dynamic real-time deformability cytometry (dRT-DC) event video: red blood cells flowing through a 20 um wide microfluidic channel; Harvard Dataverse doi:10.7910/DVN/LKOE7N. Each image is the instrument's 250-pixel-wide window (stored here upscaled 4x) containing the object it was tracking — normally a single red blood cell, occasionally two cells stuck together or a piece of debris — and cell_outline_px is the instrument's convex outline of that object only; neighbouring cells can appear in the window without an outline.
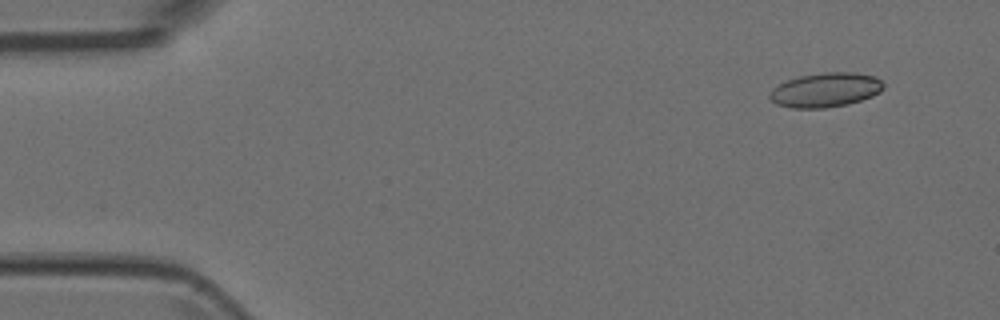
{"species": "Egyptian fruit bat (a non-hibernating species)", "species_latin": "Rousettus aegyptiacus", "temperature_condition": "room temperature", "stored_images_in_passage": 5, "camera_frame_rate_fps": 3000, "um_per_image_px": 0.085, "animal": {"sex": "female"}, "frame": {"image": 1, "passage_image": 1, "time_ms": 0.0, "image_size_px": [1000, 320], "cell_outline_px": [[884, 88], [880, 92], [872, 96], [848, 104], [824, 108], [792, 108], [776, 104], [768, 96], [768, 92], [772, 88], [788, 80], [800, 76], [824, 72], [852, 72], [872, 76], [880, 80], [884, 84]], "centroid_in_image_um": [70.15, 7.65], "position_along_channel_um": 14.9, "area_um2": 22.72}}
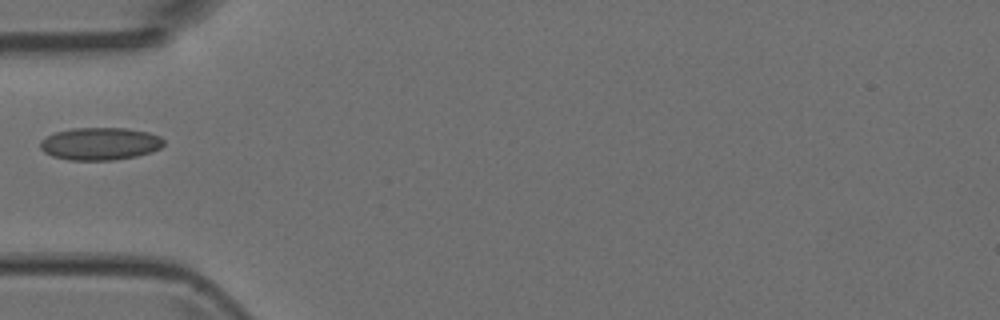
{"frame": {"image": 2, "passage_image": 4, "time_ms": 1.0, "image_size_px": [1000, 320], "cell_outline_px": [[164, 144], [160, 148], [136, 156], [112, 160], [68, 160], [52, 156], [44, 152], [40, 148], [40, 140], [56, 132], [72, 128], [128, 128], [148, 132], [160, 136], [164, 140]], "centroid_in_image_um": [8.49, 12.21], "position_along_channel_um": 76.5, "area_um2": 23.41}}
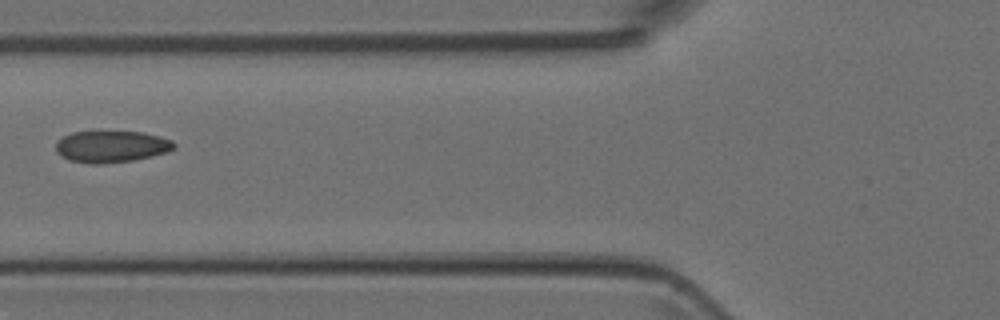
{"frame": {"image": 3, "passage_image": 5, "time_ms": 1.333, "image_size_px": [1000, 320], "cell_outline_px": [[176, 148], [168, 152], [132, 160], [100, 164], [92, 164], [68, 160], [56, 152], [56, 140], [72, 132], [140, 132], [160, 136], [172, 140], [176, 144]], "centroid_in_image_um": [9.46, 12.46], "position_along_channel_um": 116.3, "area_um2": 21.79}}